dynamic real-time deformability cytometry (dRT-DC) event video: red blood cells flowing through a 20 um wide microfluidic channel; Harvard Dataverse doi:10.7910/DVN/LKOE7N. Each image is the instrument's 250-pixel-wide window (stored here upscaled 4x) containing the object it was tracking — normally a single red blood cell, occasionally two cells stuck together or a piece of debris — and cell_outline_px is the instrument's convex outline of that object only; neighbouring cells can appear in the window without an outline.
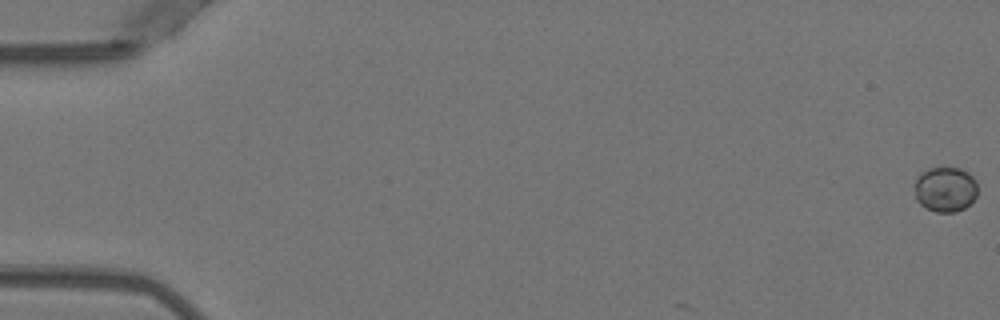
{"species": "Egyptian fruit bat (a non-hibernating species)", "species_latin": "Rousettus aegyptiacus", "temperature_condition": "warm", "stored_images_in_passage": 4, "camera_frame_rate_fps": 3000, "um_per_image_px": 0.085, "animal": {"sex": "female"}, "frame": {"image": 1, "passage_image": 1, "time_ms": 0.0, "image_size_px": [1000, 320], "cell_outline_px": [[976, 196], [964, 208], [956, 212], [936, 212], [920, 204], [916, 200], [916, 176], [920, 172], [928, 168], [940, 164], [960, 168], [968, 172], [976, 180]], "centroid_in_image_um": [80.34, 16.02], "position_along_channel_um": 4.7, "area_um2": 16.94}}